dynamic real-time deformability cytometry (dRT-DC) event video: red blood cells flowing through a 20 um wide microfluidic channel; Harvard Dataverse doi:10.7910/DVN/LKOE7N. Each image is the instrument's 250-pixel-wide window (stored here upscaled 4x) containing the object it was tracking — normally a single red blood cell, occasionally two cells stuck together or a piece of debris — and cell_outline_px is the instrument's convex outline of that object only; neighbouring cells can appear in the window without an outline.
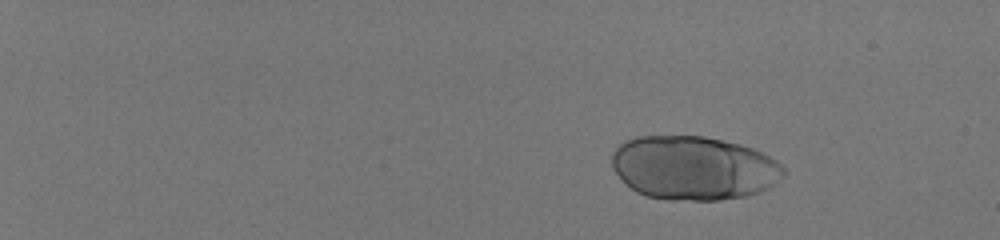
{"species": "human", "species_latin": "Homo sapiens", "temperature_condition": "room temperature", "stored_images_in_passage": 58, "camera_frame_rate_fps": 3000, "um_per_image_px": 0.085, "donor": {"sex": "male"}, "frame": {"image": 1, "passage_image": 11, "time_ms": 3.333, "image_size_px": [1000, 240], "cell_outline_px": [[784, 176], [768, 188], [748, 196], [720, 200], [668, 200], [644, 196], [636, 192], [612, 168], [612, 152], [624, 140], [636, 136], [704, 136], [740, 144], [752, 148], [776, 160], [784, 168]], "centroid_in_image_um": [58.95, 14.28], "position_along_channel_um": 26.0, "area_um2": 64.04}}
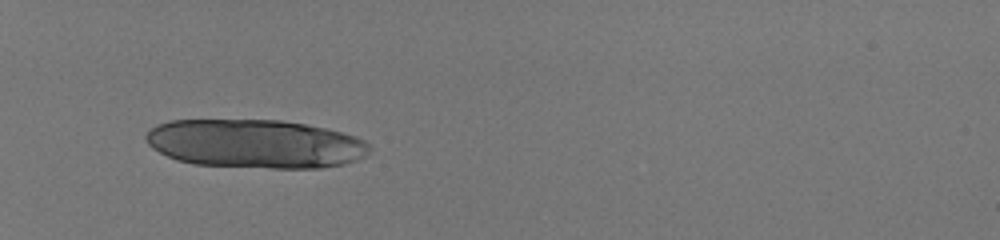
{"frame": {"image": 2, "passage_image": 25, "time_ms": 8.0, "image_size_px": [1000, 240], "cell_outline_px": [[372, 148], [364, 156], [356, 160], [344, 164], [320, 168], [272, 168], [196, 164], [176, 160], [152, 148], [148, 144], [144, 136], [156, 124], [172, 120], [280, 120], [304, 124], [324, 128], [340, 132], [364, 140]], "centroid_in_image_um": [21.68, 12.22], "position_along_channel_um": 63.3, "area_um2": 63.23}}
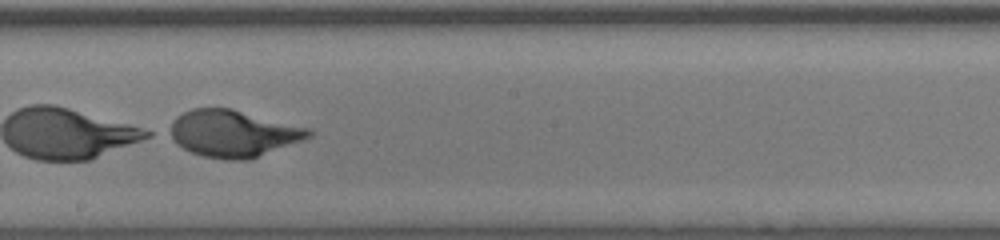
{"frame": {"image": 3, "passage_image": 40, "time_ms": 13.0, "image_size_px": [1000, 240], "cell_outline_px": [[316, 132], [312, 136], [252, 160], [224, 160], [204, 156], [192, 152], [176, 144], [164, 132], [172, 120], [176, 116], [192, 108], [232, 108], [312, 128]], "centroid_in_image_um": [19.81, 11.34], "position_along_channel_um": 228.4, "area_um2": 38.84}}